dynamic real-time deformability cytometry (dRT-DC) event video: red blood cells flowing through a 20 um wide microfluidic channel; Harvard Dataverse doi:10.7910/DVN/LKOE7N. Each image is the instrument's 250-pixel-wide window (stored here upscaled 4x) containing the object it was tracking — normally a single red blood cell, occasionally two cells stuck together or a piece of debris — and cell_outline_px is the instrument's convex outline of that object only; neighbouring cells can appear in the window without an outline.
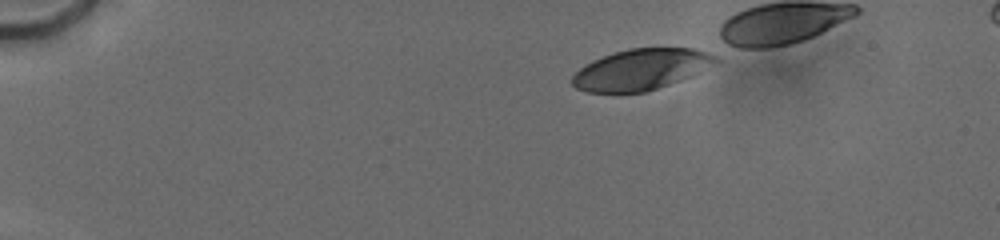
{"species": "human", "species_latin": "Homo sapiens", "temperature_condition": "cold", "stored_images_in_passage": 25, "camera_frame_rate_fps": 3000, "um_per_image_px": 0.085, "donor": {"sex": "male"}, "frame": {"image": 1, "passage_image": 1, "time_ms": 0.0, "image_size_px": [1000, 240], "cell_outline_px": [[720, 60], [692, 76], [644, 92], [588, 92], [576, 88], [572, 84], [572, 76], [580, 68], [592, 60], [628, 48], [692, 48], [704, 52]], "centroid_in_image_um": [54.45, 5.9], "position_along_channel_um": 30.6, "area_um2": 33.64}}
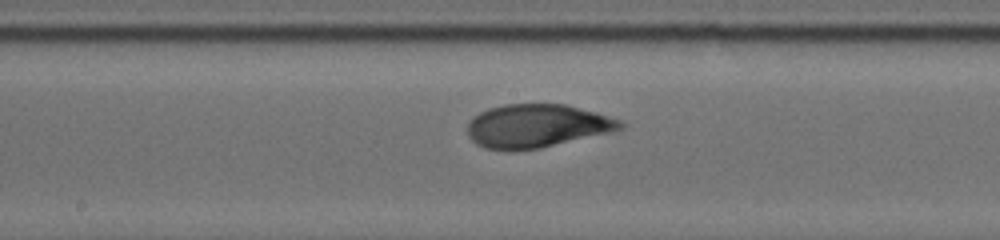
{"frame": {"image": 2, "passage_image": 14, "time_ms": 7.0, "image_size_px": [1000, 240], "cell_outline_px": [[624, 128], [612, 132], [540, 148], [484, 148], [476, 144], [468, 136], [468, 124], [480, 112], [488, 108], [504, 104], [564, 104], [620, 120], [624, 124]], "centroid_in_image_um": [45.64, 10.69], "position_along_channel_um": 202.6, "area_um2": 37.74}}
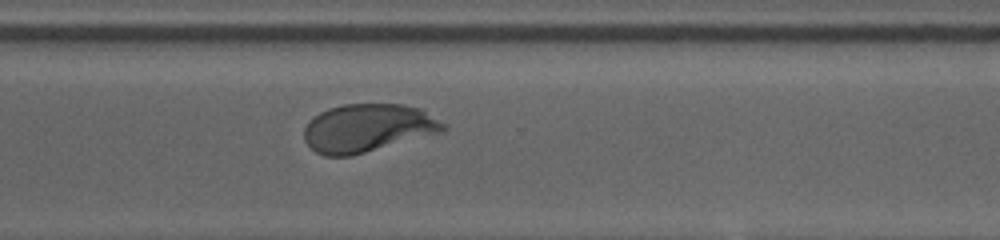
{"frame": {"image": 3, "passage_image": 24, "time_ms": 10.667, "image_size_px": [1000, 240], "cell_outline_px": [[448, 128], [440, 132], [352, 156], [324, 156], [316, 152], [304, 140], [304, 128], [308, 120], [320, 112], [328, 108], [344, 104], [400, 104], [420, 108], [444, 124]], "centroid_in_image_um": [31.2, 10.88], "position_along_channel_um": 339.4, "area_um2": 38.78}}